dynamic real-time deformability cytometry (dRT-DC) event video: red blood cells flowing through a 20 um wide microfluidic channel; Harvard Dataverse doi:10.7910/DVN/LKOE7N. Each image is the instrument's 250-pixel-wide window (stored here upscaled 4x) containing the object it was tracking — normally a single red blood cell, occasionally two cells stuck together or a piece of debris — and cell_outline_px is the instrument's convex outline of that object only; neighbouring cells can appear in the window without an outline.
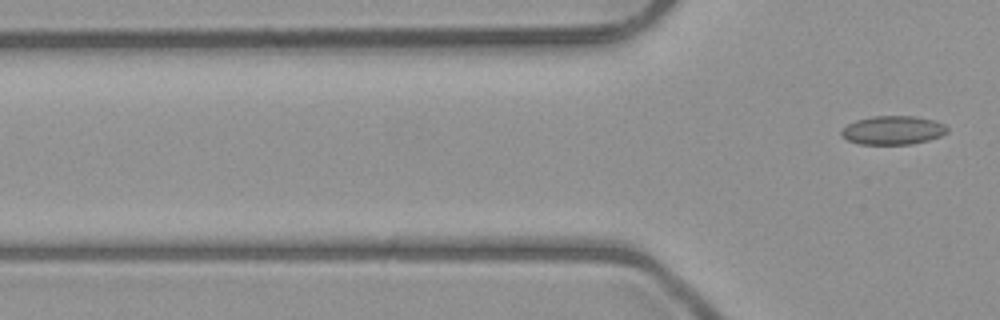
{"species": "common noctule bat (a hibernating species)", "species_latin": "Nyctalus noctula", "temperature_condition": "room temperature", "stored_images_in_passage": 2, "camera_frame_rate_fps": 3000, "um_per_image_px": 0.085, "animal": {"sex": "male", "body_mass_g": 23.1, "forearm_length_mm": 52.7}, "frame": {"image": 1, "passage_image": 2, "time_ms": 1.333, "image_size_px": [1000, 320], "cell_outline_px": [[948, 132], [940, 136], [928, 140], [912, 144], [860, 144], [848, 140], [840, 136], [840, 132], [848, 124], [856, 120], [872, 116], [912, 116], [932, 120], [944, 124], [948, 128]], "centroid_in_image_um": [75.88, 11.07], "position_along_channel_um": 49.9, "area_um2": 17.63}}